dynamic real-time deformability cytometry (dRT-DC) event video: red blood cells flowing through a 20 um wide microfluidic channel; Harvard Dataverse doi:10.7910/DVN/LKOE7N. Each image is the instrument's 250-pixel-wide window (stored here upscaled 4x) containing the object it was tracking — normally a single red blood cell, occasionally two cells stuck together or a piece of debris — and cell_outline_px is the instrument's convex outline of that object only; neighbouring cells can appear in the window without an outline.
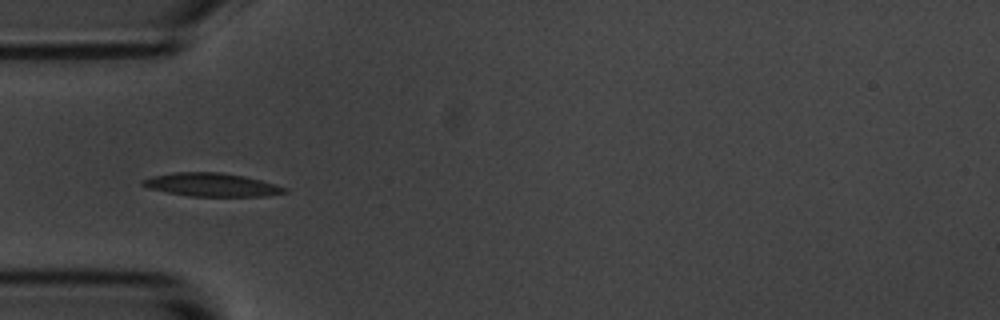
{"species": "common noctule bat (a hibernating species)", "species_latin": "Nyctalus noctula", "temperature_condition": "room temperature", "stored_images_in_passage": 39, "camera_frame_rate_fps": 3000, "um_per_image_px": 0.085, "animal": {"sex": "male", "body_mass_g": 20.1, "forearm_length_mm": 53.5}, "frame": {"image": 1, "passage_image": 1, "time_ms": 0.0, "image_size_px": [1000, 320], "cell_outline_px": [[288, 192], [268, 196], [188, 196], [148, 188], [140, 184], [140, 180], [152, 176], [176, 172], [220, 172], [244, 176], [276, 184], [288, 188]], "centroid_in_image_um": [18.0, 15.7], "position_along_channel_um": 67.0, "area_um2": 19.36}}
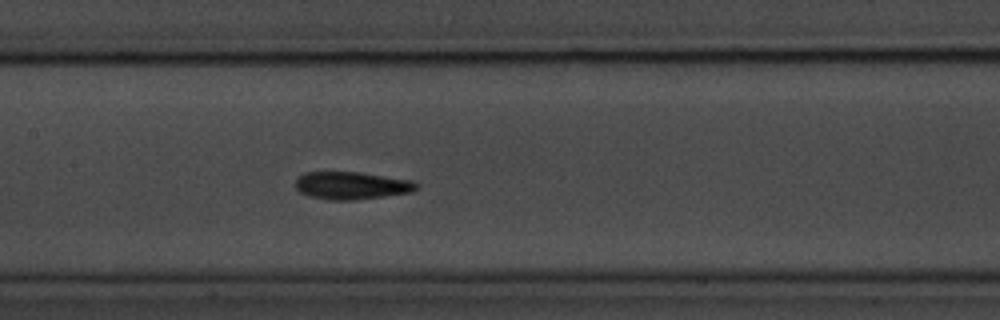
{"frame": {"image": 2, "passage_image": 10, "time_ms": 3.0, "image_size_px": [1000, 320], "cell_outline_px": [[420, 184], [412, 192], [356, 200], [328, 200], [308, 196], [300, 192], [296, 188], [296, 176], [304, 172], [360, 172], [412, 180]], "centroid_in_image_um": [29.86, 15.77], "position_along_channel_um": 177.5, "area_um2": 19.65}}
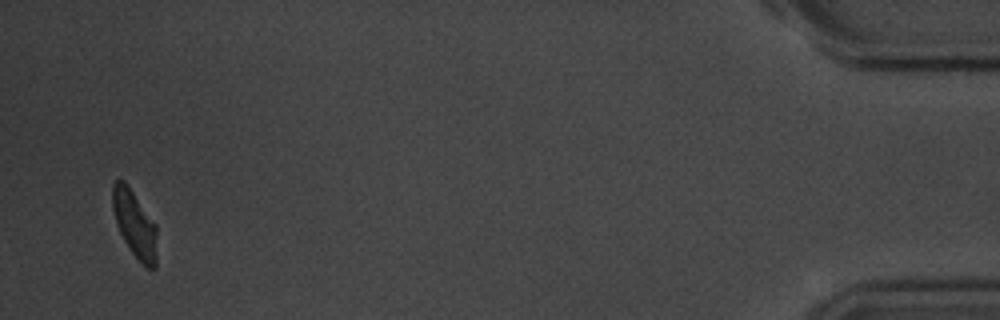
{"frame": {"image": 3, "passage_image": 37, "time_ms": 12.0, "image_size_px": [1000, 320], "cell_outline_px": [[156, 268], [148, 268], [132, 252], [124, 240], [120, 232], [112, 208], [112, 184], [116, 180], [124, 180], [156, 224]], "centroid_in_image_um": [11.44, 19.01], "position_along_channel_um": 423.8, "area_um2": 16.94}, "authors_computed_cell_mechanics": {"area_um2": 18.4382, "velocity_mm_per_s": 3.6715, "shape_relaxation_time_tau1_ms": 2.704, "shape_relaxation_time_tau2_ms": 4.9212, "deformation_change_tau1": 0.1601, "deformation_change_tau2": 0.1423}}